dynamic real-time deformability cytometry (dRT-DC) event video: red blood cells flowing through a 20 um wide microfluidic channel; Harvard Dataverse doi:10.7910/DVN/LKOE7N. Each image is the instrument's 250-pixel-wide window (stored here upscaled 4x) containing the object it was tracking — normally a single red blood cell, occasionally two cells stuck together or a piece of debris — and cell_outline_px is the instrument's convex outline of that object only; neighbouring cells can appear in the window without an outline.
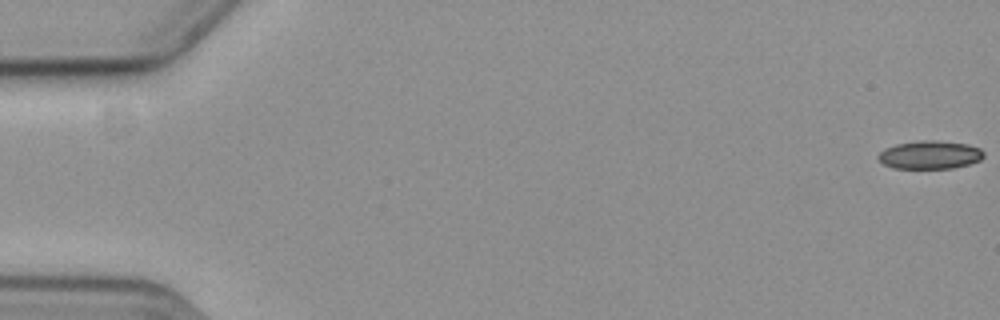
{"species": "common noctule bat (a hibernating species)", "species_latin": "Nyctalus noctula", "temperature_condition": "cold", "stored_images_in_passage": 18, "camera_frame_rate_fps": 3000, "um_per_image_px": 0.085, "animal": {"sex": "female", "body_mass_g": 19.3, "forearm_length_mm": 54.1}, "frame": {"image": 1, "passage_image": 1, "time_ms": 0.0, "image_size_px": [1000, 320], "cell_outline_px": [[984, 156], [980, 160], [968, 164], [952, 168], [892, 168], [884, 164], [876, 156], [884, 148], [896, 144], [920, 140], [936, 140], [968, 144], [980, 148], [984, 152]], "centroid_in_image_um": [79.03, 13.15], "position_along_channel_um": 6.0, "area_um2": 17.4}}
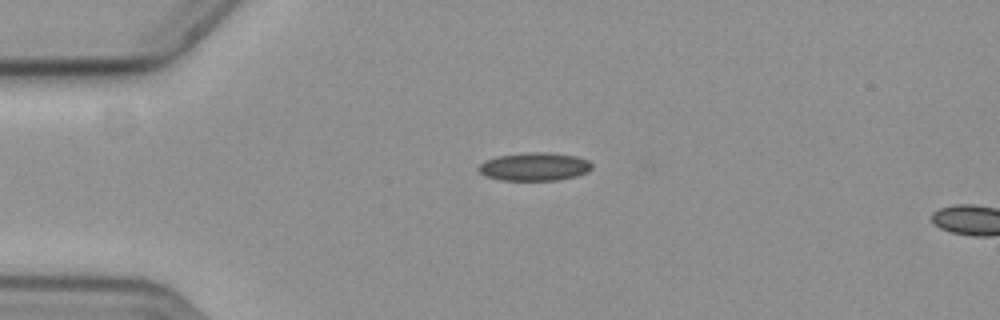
{"frame": {"image": 2, "passage_image": 15, "time_ms": 4.667, "image_size_px": [1000, 320], "cell_outline_px": [[592, 168], [588, 172], [576, 176], [556, 180], [500, 180], [484, 176], [476, 168], [484, 160], [496, 156], [524, 152], [548, 152], [576, 156], [588, 160], [592, 164]], "centroid_in_image_um": [45.4, 14.16], "position_along_channel_um": 39.6, "area_um2": 18.84}}